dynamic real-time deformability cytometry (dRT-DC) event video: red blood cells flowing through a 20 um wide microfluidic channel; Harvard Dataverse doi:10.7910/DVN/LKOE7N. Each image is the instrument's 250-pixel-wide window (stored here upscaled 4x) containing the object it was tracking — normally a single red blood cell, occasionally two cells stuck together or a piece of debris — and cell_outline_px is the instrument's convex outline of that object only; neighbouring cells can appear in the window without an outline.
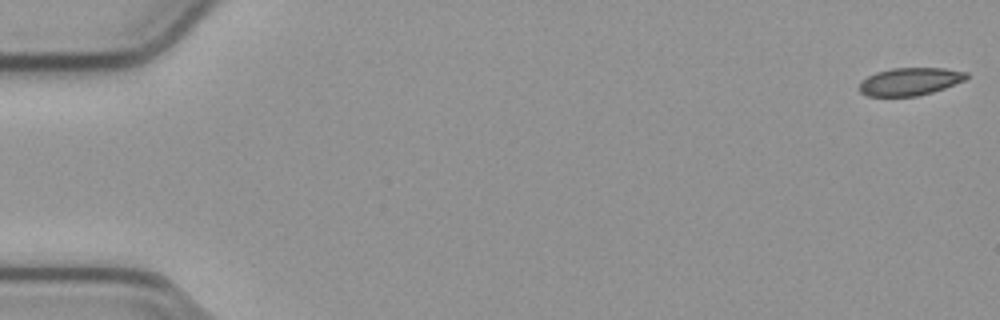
{"species": "common noctule bat (a hibernating species)", "species_latin": "Nyctalus noctula", "temperature_condition": "cold", "stored_images_in_passage": 18, "camera_frame_rate_fps": 3000, "um_per_image_px": 0.085, "animal": {"sex": "male", "body_mass_g": 23.1, "forearm_length_mm": 52.7}, "frame": {"image": 1, "passage_image": 1, "time_ms": 0.0, "image_size_px": [1000, 320], "cell_outline_px": [[968, 76], [964, 80], [944, 88], [932, 92], [916, 96], [868, 96], [860, 92], [856, 88], [860, 80], [876, 72], [892, 68], [944, 68], [968, 72]], "centroid_in_image_um": [77.29, 6.93], "position_along_channel_um": 7.7, "area_um2": 17.4}}
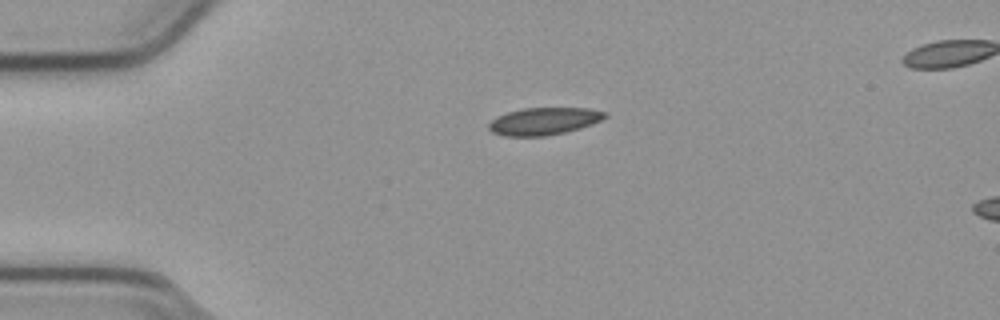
{"frame": {"image": 2, "passage_image": 13, "time_ms": 4.0, "image_size_px": [1000, 320], "cell_outline_px": [[608, 116], [592, 124], [580, 128], [564, 132], [544, 136], [504, 136], [492, 132], [488, 128], [488, 124], [496, 116], [508, 112], [524, 108], [588, 108], [608, 112]], "centroid_in_image_um": [46.23, 10.3], "position_along_channel_um": 38.8, "area_um2": 18.5}}